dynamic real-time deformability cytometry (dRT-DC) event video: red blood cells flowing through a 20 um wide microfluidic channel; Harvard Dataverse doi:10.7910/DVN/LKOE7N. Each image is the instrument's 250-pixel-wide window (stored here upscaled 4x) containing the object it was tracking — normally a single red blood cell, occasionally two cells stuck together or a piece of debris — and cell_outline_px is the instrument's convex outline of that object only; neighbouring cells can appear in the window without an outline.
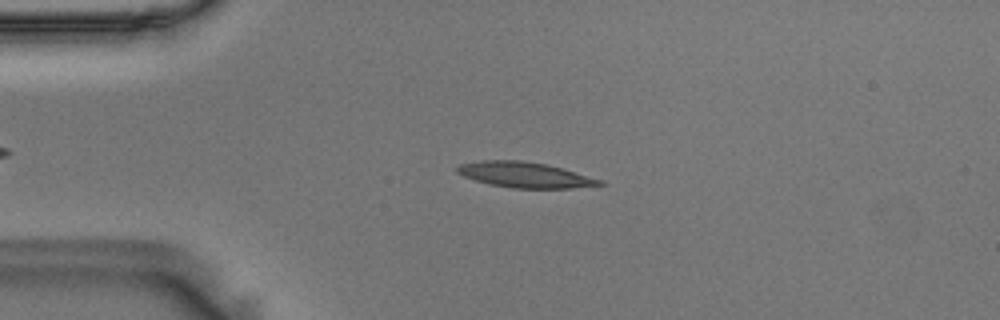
{"species": "Egyptian fruit bat (a non-hibernating species)", "species_latin": "Rousettus aegyptiacus", "temperature_condition": "room temperature", "stored_images_in_passage": 54, "camera_frame_rate_fps": 3000, "um_per_image_px": 0.085, "animal": {"sex": "male"}, "frame": {"image": 1, "passage_image": 12, "time_ms": 3.667, "image_size_px": [1000, 320], "cell_outline_px": [[604, 184], [572, 188], [512, 188], [488, 184], [464, 176], [456, 172], [456, 168], [460, 164], [480, 160], [520, 160], [548, 164], [604, 180]], "centroid_in_image_um": [44.61, 14.85], "position_along_channel_um": 40.4, "area_um2": 21.21}}
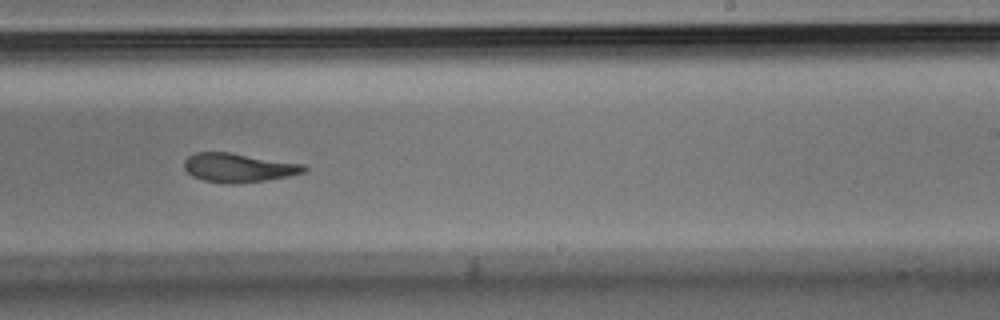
{"frame": {"image": 2, "passage_image": 33, "time_ms": 10.667, "image_size_px": [1000, 320], "cell_outline_px": [[308, 168], [304, 172], [288, 176], [268, 180], [236, 184], [232, 184], [204, 180], [192, 176], [184, 168], [184, 160], [188, 156], [196, 152], [228, 152], [304, 164]], "centroid_in_image_um": [20.27, 14.25], "position_along_channel_um": 268.7, "area_um2": 20.17}}
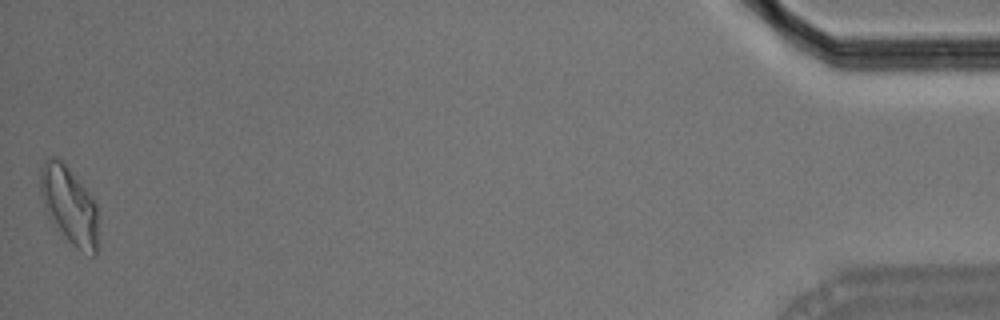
{"frame": {"image": 3, "passage_image": 54, "time_ms": 17.667, "image_size_px": [1000, 320], "cell_outline_px": [[96, 256], [92, 256], [76, 248], [48, 220], [40, 192], [40, 168], [44, 160], [48, 156], [56, 156], [64, 160], [96, 200]], "centroid_in_image_um": [5.85, 17.37], "position_along_channel_um": 429.4, "area_um2": 26.7}, "authors_computed_cell_mechanics": {"area_um2": 20.9814, "velocity_mm_per_s": 3.6313, "shape_relaxation_time_tau1_ms": 7.3537, "shape_relaxation_time_tau2_ms": 3.1558, "deformation_change_tau1": 0.2185, "deformation_change_tau2": 0.1198}}